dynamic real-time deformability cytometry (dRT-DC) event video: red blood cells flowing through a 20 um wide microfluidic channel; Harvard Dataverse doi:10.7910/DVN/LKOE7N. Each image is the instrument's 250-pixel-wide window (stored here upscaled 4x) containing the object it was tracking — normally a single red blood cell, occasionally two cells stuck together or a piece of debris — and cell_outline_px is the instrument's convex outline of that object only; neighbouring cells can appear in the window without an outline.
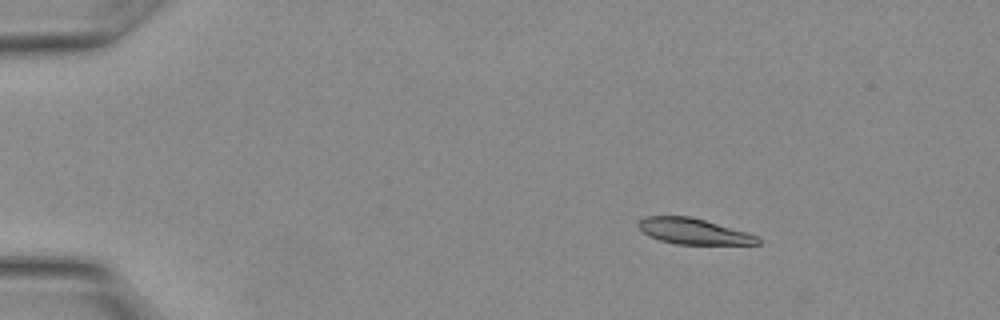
{"species": "Egyptian fruit bat (a non-hibernating species)", "species_latin": "Rousettus aegyptiacus", "temperature_condition": "warm", "stored_images_in_passage": 8, "camera_frame_rate_fps": 3000, "um_per_image_px": 0.085, "animal": {"sex": "female"}, "frame": {"image": 1, "passage_image": 4, "time_ms": 1.0, "image_size_px": [1000, 320], "cell_outline_px": [[760, 244], [676, 244], [660, 240], [648, 236], [636, 224], [644, 216], [692, 216], [744, 232], [756, 236], [760, 240]], "centroid_in_image_um": [58.89, 19.65], "position_along_channel_um": 26.1, "area_um2": 17.69}}